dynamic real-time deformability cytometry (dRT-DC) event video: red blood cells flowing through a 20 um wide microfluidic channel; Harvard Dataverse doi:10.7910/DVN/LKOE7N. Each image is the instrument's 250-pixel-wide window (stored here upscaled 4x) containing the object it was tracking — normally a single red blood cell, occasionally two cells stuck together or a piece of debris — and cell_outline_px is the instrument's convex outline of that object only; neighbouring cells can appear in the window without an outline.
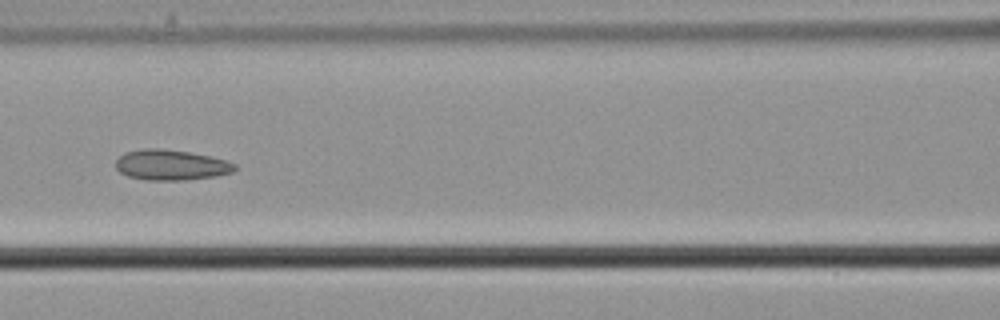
{"species": "common noctule bat (a hibernating species)", "species_latin": "Nyctalus noctula", "temperature_condition": "cold", "stored_images_in_passage": 8, "camera_frame_rate_fps": 3000, "um_per_image_px": 0.085, "animal": {"sex": "male", "body_mass_g": 21.5, "forearm_length_mm": 52.0}, "frame": {"image": 1, "passage_image": 6, "time_ms": 1.667, "image_size_px": [1000, 320], "cell_outline_px": [[236, 168], [232, 172], [216, 176], [184, 180], [148, 180], [128, 176], [120, 172], [116, 168], [116, 160], [124, 152], [144, 148], [156, 148], [188, 152], [208, 156], [224, 160], [236, 164]], "centroid_in_image_um": [14.51, 14.02], "position_along_channel_um": 152.1, "area_um2": 20.92}}
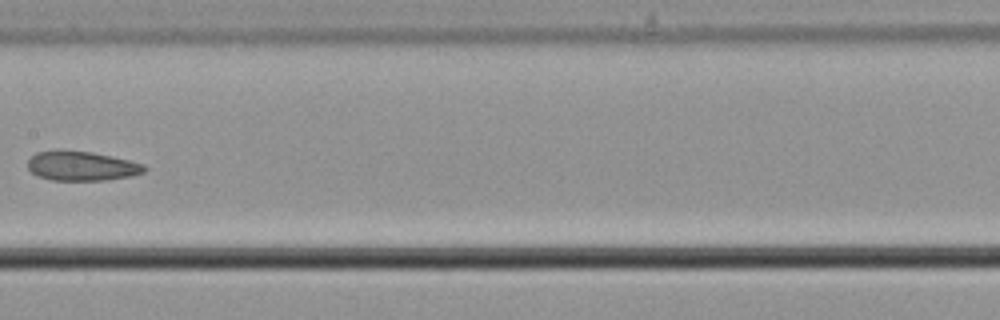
{"frame": {"image": 2, "passage_image": 7, "time_ms": 2.0, "image_size_px": [1000, 320], "cell_outline_px": [[148, 168], [144, 172], [132, 176], [108, 180], [52, 180], [36, 176], [28, 168], [28, 160], [36, 152], [92, 152], [112, 156], [144, 164]], "centroid_in_image_um": [6.99, 14.14], "position_along_channel_um": 200.4, "area_um2": 19.65}}
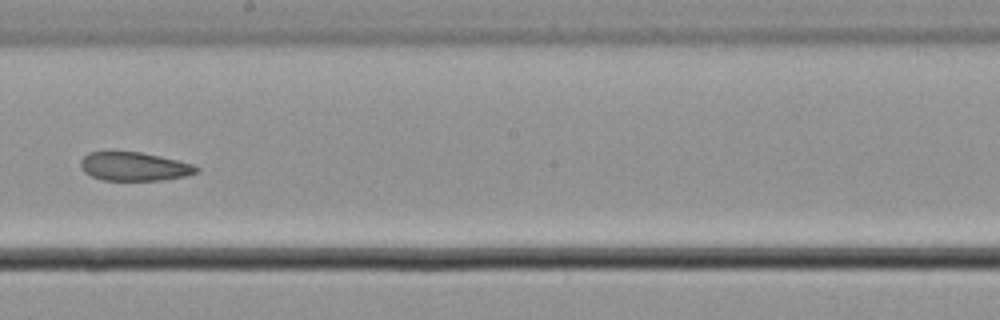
{"frame": {"image": 3, "passage_image": 8, "time_ms": 2.333, "image_size_px": [1000, 320], "cell_outline_px": [[200, 168], [196, 172], [184, 176], [164, 180], [104, 180], [92, 176], [84, 172], [80, 164], [80, 160], [88, 152], [140, 152], [160, 156], [192, 164]], "centroid_in_image_um": [11.39, 14.15], "position_along_channel_um": 236.8, "area_um2": 19.13}}